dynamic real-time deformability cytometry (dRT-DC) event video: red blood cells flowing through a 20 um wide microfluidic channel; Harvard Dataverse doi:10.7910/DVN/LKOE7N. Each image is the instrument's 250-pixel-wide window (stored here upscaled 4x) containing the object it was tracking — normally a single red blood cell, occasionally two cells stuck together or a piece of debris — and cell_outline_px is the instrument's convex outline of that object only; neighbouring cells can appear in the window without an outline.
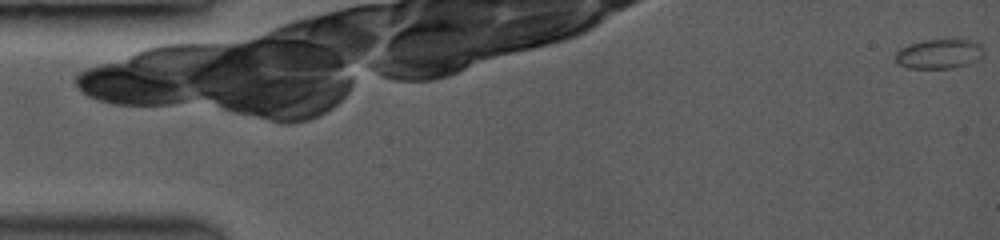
{"species": "common noctule bat (a hibernating species)", "species_latin": "Nyctalus noctula", "temperature_condition": "room temperature", "stored_images_in_passage": 18, "camera_frame_rate_fps": 3500, "um_per_image_px": 0.085, "animal": {"sex": "female", "body_mass_g": 19.0, "forearm_length_mm": 53.3}, "frame": {"image": 1, "passage_image": 1, "time_ms": 0.0, "image_size_px": [1000, 240], "cell_outline_px": [[980, 60], [968, 64], [952, 68], [908, 68], [900, 64], [896, 60], [896, 52], [900, 48], [924, 40], [960, 40], [976, 44], [980, 56]], "centroid_in_image_um": [79.73, 4.61], "position_along_channel_um": 5.3, "area_um2": 14.45}}
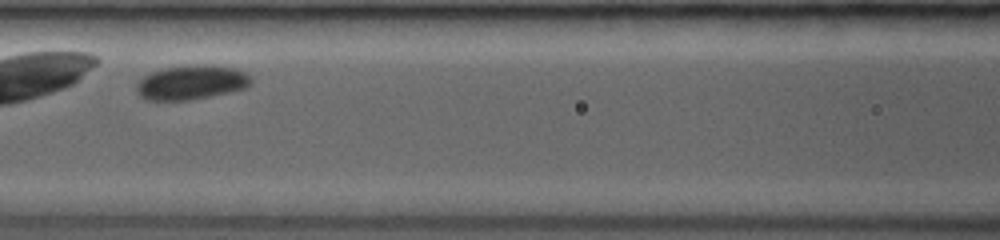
{"frame": {"image": 2, "passage_image": 16, "time_ms": 4.286, "image_size_px": [1000, 240], "cell_outline_px": [[252, 84], [244, 88], [188, 100], [152, 100], [140, 96], [136, 88], [136, 84], [144, 76], [152, 72], [164, 68], [196, 64], [236, 68], [244, 72], [252, 80]], "centroid_in_image_um": [16.25, 6.99], "position_along_channel_um": 150.4, "area_um2": 22.43}}
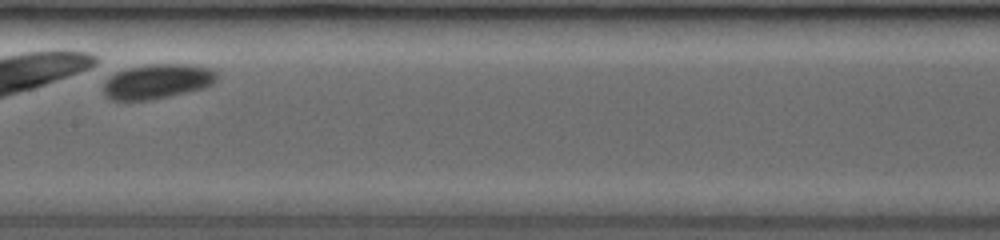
{"frame": {"image": 3, "passage_image": 18, "time_ms": 4.857, "image_size_px": [1000, 240], "cell_outline_px": [[216, 80], [212, 84], [200, 88], [164, 96], [144, 100], [112, 100], [104, 92], [104, 84], [108, 72], [124, 68], [144, 64], [188, 64], [212, 68], [216, 72]], "centroid_in_image_um": [13.28, 6.87], "position_along_channel_um": 194.1, "area_um2": 22.89}}